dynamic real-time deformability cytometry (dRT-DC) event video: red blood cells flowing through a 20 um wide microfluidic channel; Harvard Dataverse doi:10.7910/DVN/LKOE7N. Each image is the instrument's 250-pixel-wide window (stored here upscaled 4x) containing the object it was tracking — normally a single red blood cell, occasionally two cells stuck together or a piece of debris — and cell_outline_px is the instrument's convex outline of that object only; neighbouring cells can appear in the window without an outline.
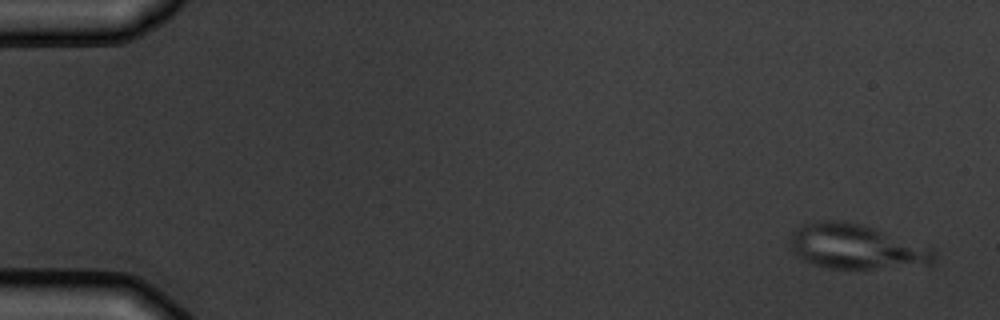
{"species": "common noctule bat (a hibernating species)", "species_latin": "Nyctalus noctula", "temperature_condition": "warm", "stored_images_in_passage": 6, "camera_frame_rate_fps": 3000, "um_per_image_px": 0.085, "animal": {"sex": "male", "body_mass_g": 19.5, "forearm_length_mm": 54.6}, "frame": {"image": 1, "passage_image": 1, "time_ms": 0.0, "image_size_px": [1000, 320], "cell_outline_px": [[936, 260], [932, 264], [856, 272], [828, 268], [812, 264], [804, 260], [792, 248], [788, 236], [800, 224], [820, 220], [844, 220], [872, 228], [932, 248], [936, 252]], "centroid_in_image_um": [72.77, 21.02], "position_along_channel_um": 12.2, "area_um2": 38.38}}